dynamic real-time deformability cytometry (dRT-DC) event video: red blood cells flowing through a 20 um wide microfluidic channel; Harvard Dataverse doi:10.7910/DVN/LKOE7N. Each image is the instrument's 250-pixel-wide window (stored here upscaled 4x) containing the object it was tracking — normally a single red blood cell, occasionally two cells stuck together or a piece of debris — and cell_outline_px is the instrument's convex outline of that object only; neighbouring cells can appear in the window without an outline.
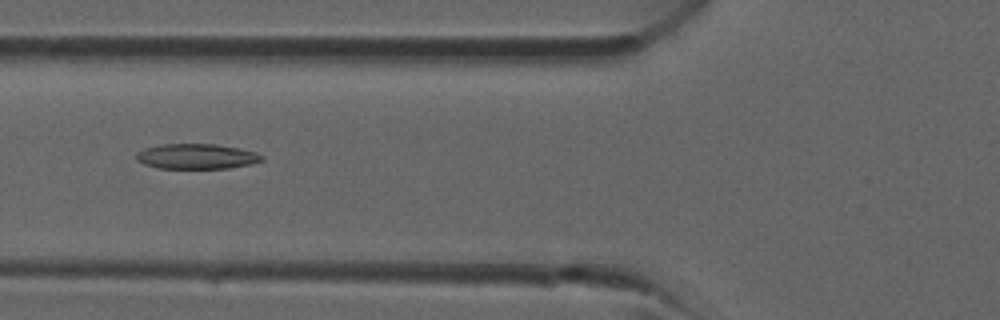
{"species": "common noctule bat (a hibernating species)", "species_latin": "Nyctalus noctula", "temperature_condition": "room temperature", "stored_images_in_passage": 33, "camera_frame_rate_fps": 3000, "um_per_image_px": 0.085, "animal": {"sex": "male", "forearm_length_mm": 52.5}, "frame": {"image": 1, "passage_image": 9, "time_ms": 2.667, "image_size_px": [1000, 320], "cell_outline_px": [[264, 160], [248, 164], [228, 168], [156, 168], [144, 164], [136, 160], [136, 152], [144, 148], [160, 144], [216, 144], [240, 148], [256, 152], [264, 156]], "centroid_in_image_um": [16.68, 13.28], "position_along_channel_um": 109.1, "area_um2": 18.5}}
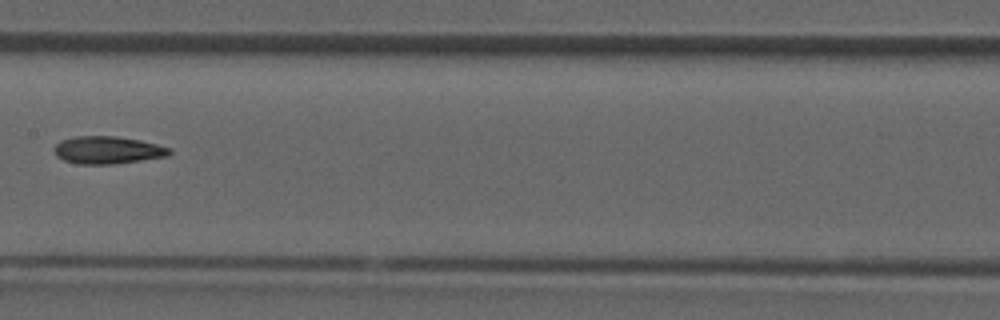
{"frame": {"image": 2, "passage_image": 14, "time_ms": 4.333, "image_size_px": [1000, 320], "cell_outline_px": [[172, 152], [168, 156], [112, 164], [76, 164], [64, 160], [56, 156], [52, 148], [60, 140], [76, 136], [116, 136], [140, 140], [172, 148]], "centroid_in_image_um": [9.12, 12.75], "position_along_channel_um": 198.3, "area_um2": 18.61}}
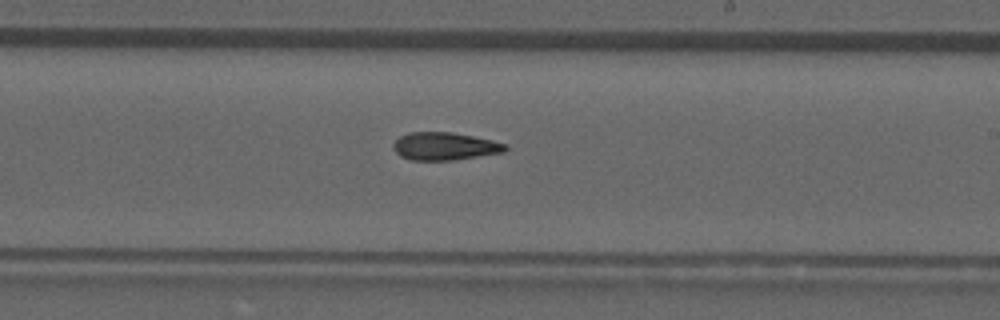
{"frame": {"image": 3, "passage_image": 17, "time_ms": 5.333, "image_size_px": [1000, 320], "cell_outline_px": [[508, 148], [504, 152], [452, 160], [412, 160], [400, 156], [392, 148], [392, 144], [400, 136], [408, 132], [452, 132], [492, 140], [508, 144]], "centroid_in_image_um": [37.79, 12.42], "position_along_channel_um": 251.2, "area_um2": 18.15}}